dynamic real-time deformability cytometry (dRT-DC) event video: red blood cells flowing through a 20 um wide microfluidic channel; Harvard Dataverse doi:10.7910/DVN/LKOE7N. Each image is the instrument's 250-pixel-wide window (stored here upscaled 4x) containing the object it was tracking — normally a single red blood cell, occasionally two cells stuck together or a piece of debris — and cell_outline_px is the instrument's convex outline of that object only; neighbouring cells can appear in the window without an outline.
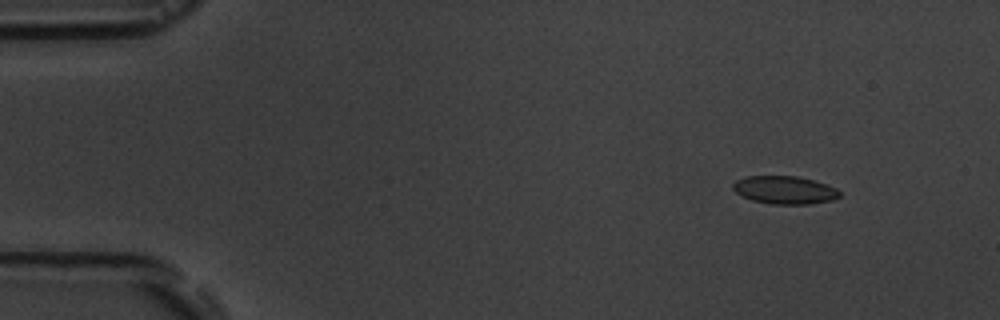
{"species": "common noctule bat (a hibernating species)", "species_latin": "Nyctalus noctula", "temperature_condition": "room temperature", "stored_images_in_passage": 5, "camera_frame_rate_fps": 3000, "um_per_image_px": 0.085, "animal": {"sex": "male", "body_mass_g": 19.5, "forearm_length_mm": 54.6}, "frame": {"image": 1, "passage_image": 2, "time_ms": 1.333, "image_size_px": [1000, 320], "cell_outline_px": [[840, 196], [832, 200], [808, 204], [772, 204], [752, 200], [736, 192], [732, 188], [732, 184], [736, 180], [744, 176], [796, 176], [812, 180], [836, 188], [840, 192]], "centroid_in_image_um": [66.67, 16.14], "position_along_channel_um": 18.3, "area_um2": 17.22}}
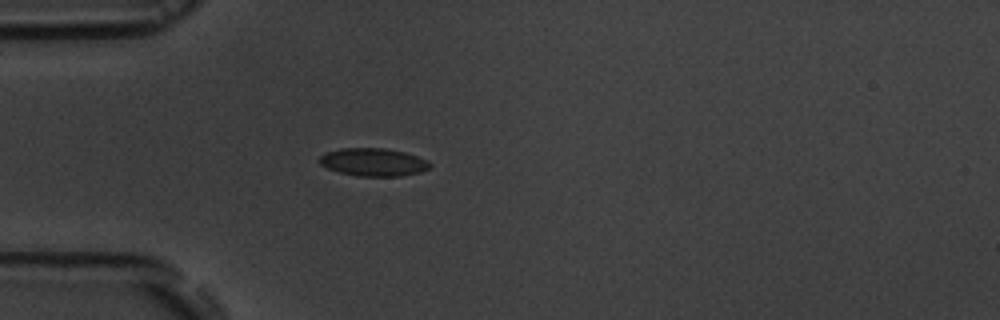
{"frame": {"image": 2, "passage_image": 5, "time_ms": 4.667, "image_size_px": [1000, 320], "cell_outline_px": [[432, 164], [428, 168], [420, 172], [400, 176], [356, 176], [340, 172], [328, 168], [320, 164], [316, 160], [324, 152], [340, 148], [388, 148], [404, 152], [428, 160]], "centroid_in_image_um": [31.7, 13.77], "position_along_channel_um": 53.3, "area_um2": 18.09}}